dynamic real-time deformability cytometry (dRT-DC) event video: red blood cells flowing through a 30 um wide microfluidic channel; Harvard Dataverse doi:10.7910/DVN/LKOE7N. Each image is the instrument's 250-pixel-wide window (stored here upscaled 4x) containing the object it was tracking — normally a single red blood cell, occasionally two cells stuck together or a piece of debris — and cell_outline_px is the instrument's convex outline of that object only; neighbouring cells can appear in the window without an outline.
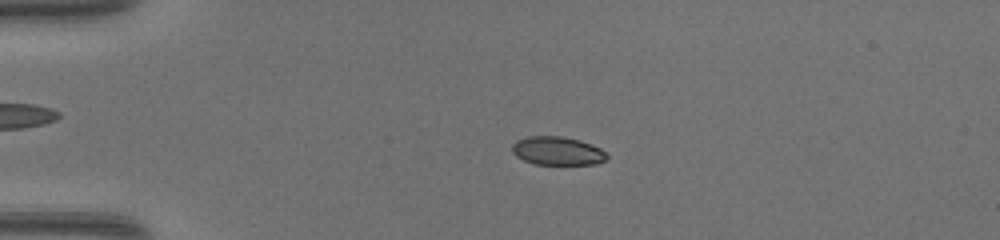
{"species": "common noctule bat (a hibernating species)", "species_latin": "Nyctalus noctula", "temperature_condition": "warm", "stored_images_in_passage": 49, "camera_frame_rate_fps": 3000, "um_per_image_px": 0.085, "animal": {"sex": "female", "body_mass_g": 17.0, "forearm_length_mm": 48.0}, "frame": {"image": 1, "passage_image": 12, "time_ms": 3.667, "image_size_px": [1000, 240], "cell_outline_px": [[608, 160], [596, 164], [536, 164], [524, 160], [516, 156], [512, 152], [512, 144], [516, 140], [528, 136], [560, 136], [580, 140], [592, 144], [600, 148], [608, 156]], "centroid_in_image_um": [47.39, 12.82], "position_along_channel_um": 37.6, "area_um2": 15.78}}
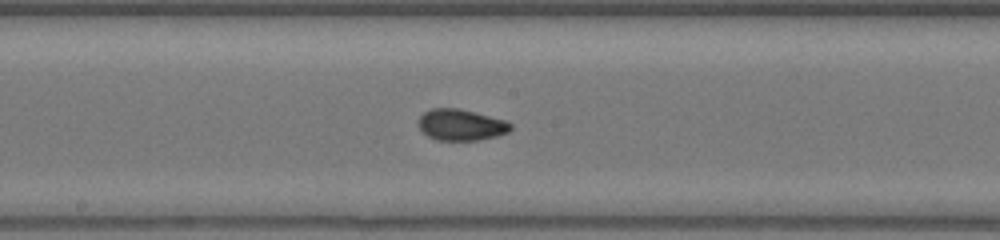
{"frame": {"image": 2, "passage_image": 27, "time_ms": 8.667, "image_size_px": [1000, 240], "cell_outline_px": [[512, 128], [508, 132], [496, 136], [476, 140], [436, 140], [428, 136], [416, 124], [416, 120], [424, 112], [432, 108], [456, 108], [504, 120], [512, 124]], "centroid_in_image_um": [39.13, 10.61], "position_along_channel_um": 209.1, "area_um2": 16.65}}
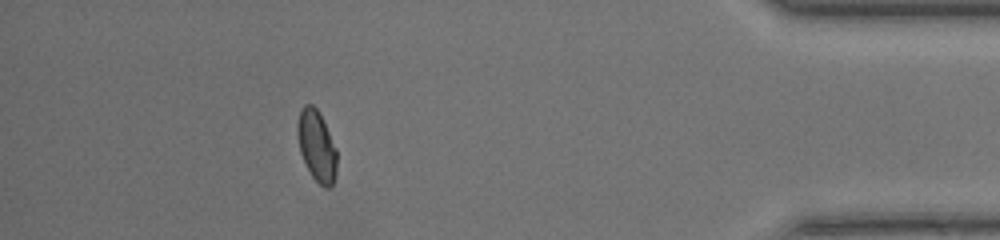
{"frame": {"image": 3, "passage_image": 44, "time_ms": 14.333, "image_size_px": [1000, 240], "cell_outline_px": [[336, 176], [332, 184], [328, 188], [324, 188], [312, 176], [300, 152], [296, 132], [296, 124], [300, 108], [304, 104], [312, 104], [320, 112], [336, 148]], "centroid_in_image_um": [26.9, 12.35], "position_along_channel_um": 408.3, "area_um2": 16.42}, "authors_computed_cell_mechanics": {"area_um2": 16.2996, "velocity_mm_per_s": 4.3632, "shape_relaxation_time_tau1_ms": null, "shape_relaxation_time_tau2_ms": 0.8269, "deformation_change_tau1": null, "deformation_change_tau2": 0.0442}}